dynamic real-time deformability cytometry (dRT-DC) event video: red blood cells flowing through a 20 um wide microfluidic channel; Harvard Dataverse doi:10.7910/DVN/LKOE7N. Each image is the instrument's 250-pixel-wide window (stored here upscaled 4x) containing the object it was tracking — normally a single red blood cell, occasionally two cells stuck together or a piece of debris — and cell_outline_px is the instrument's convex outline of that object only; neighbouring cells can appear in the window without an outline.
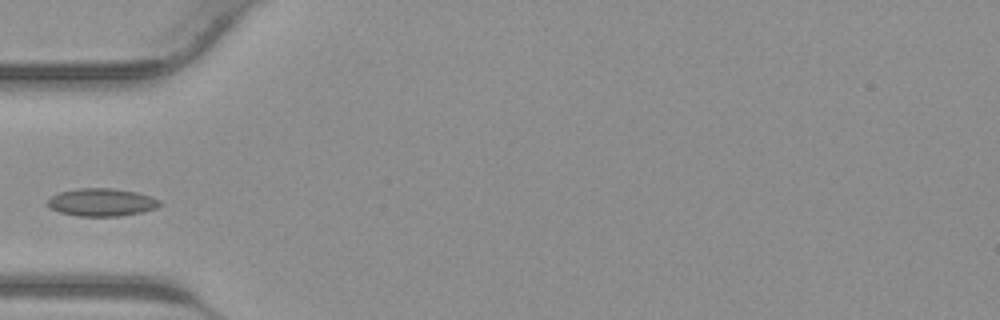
{"species": "common noctule bat (a hibernating species)", "species_latin": "Nyctalus noctula", "temperature_condition": "warm", "stored_images_in_passage": 29, "camera_frame_rate_fps": 3000, "um_per_image_px": 0.085, "animal": {"sex": "male", "body_mass_g": 23.1, "forearm_length_mm": 52.7}, "frame": {"image": 1, "passage_image": 1, "time_ms": 0.0, "image_size_px": [1000, 320], "cell_outline_px": [[164, 204], [156, 208], [140, 212], [120, 216], [76, 216], [60, 212], [44, 204], [52, 196], [60, 192], [76, 188], [112, 188], [136, 192], [152, 196], [160, 200]], "centroid_in_image_um": [8.66, 17.19], "position_along_channel_um": 76.3, "area_um2": 18.26}}
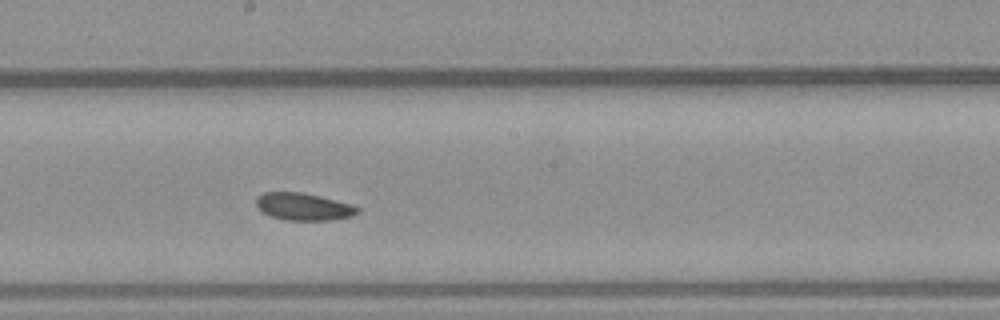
{"frame": {"image": 2, "passage_image": 10, "time_ms": 3.0, "image_size_px": [1000, 320], "cell_outline_px": [[360, 212], [352, 216], [332, 220], [284, 220], [272, 216], [256, 208], [256, 196], [264, 192], [304, 192], [352, 204], [360, 208]], "centroid_in_image_um": [25.81, 17.56], "position_along_channel_um": 222.4, "area_um2": 16.3}}
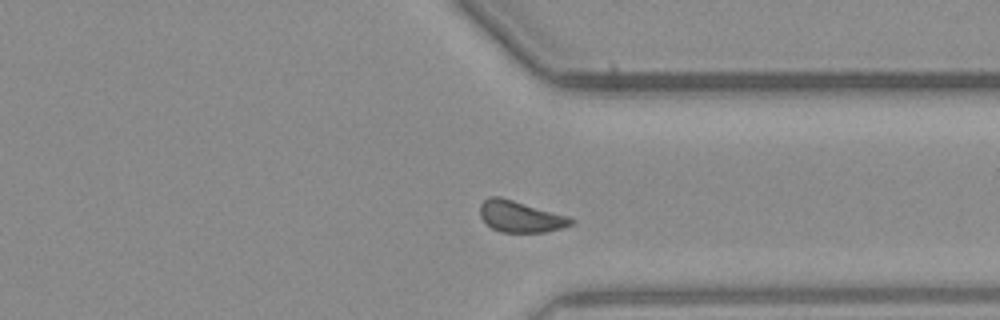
{"frame": {"image": 3, "passage_image": 19, "time_ms": 6.0, "image_size_px": [1000, 320], "cell_outline_px": [[576, 220], [572, 224], [560, 228], [544, 232], [500, 232], [492, 228], [480, 216], [480, 204], [488, 196], [500, 196], [572, 216]], "centroid_in_image_um": [44.27, 18.39], "position_along_channel_um": 367.1, "area_um2": 16.88}}